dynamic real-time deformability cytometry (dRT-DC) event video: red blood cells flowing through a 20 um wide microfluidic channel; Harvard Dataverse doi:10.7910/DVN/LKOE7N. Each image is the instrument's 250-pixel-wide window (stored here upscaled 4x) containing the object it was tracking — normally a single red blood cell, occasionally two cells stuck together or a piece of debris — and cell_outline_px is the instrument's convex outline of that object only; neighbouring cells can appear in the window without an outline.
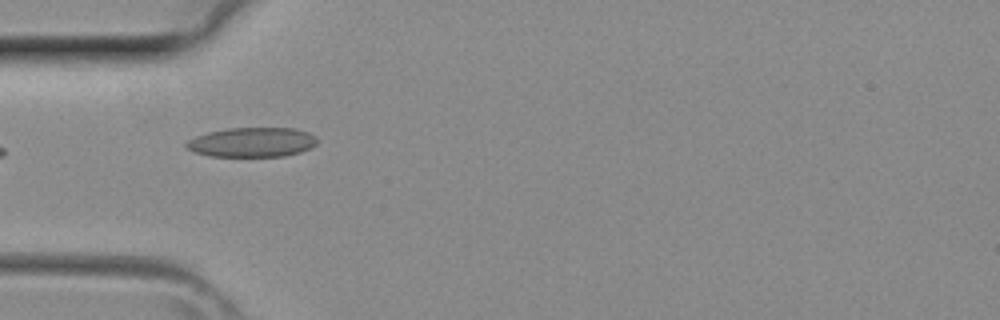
{"species": "common noctule bat (a hibernating species)", "species_latin": "Nyctalus noctula", "temperature_condition": "room temperature", "stored_images_in_passage": 2, "camera_frame_rate_fps": 3000, "um_per_image_px": 0.085, "animal": {"sex": "female", "body_mass_g": 29.2, "forearm_length_mm": 56.3}, "frame": {"image": 1, "passage_image": 1, "time_ms": 0.0, "image_size_px": [1000, 320], "cell_outline_px": [[316, 144], [300, 152], [284, 156], [212, 156], [196, 152], [188, 148], [184, 144], [188, 140], [196, 136], [208, 132], [228, 128], [296, 128], [308, 132], [316, 136]], "centroid_in_image_um": [21.44, 12.08], "position_along_channel_um": 63.6, "area_um2": 22.37}}
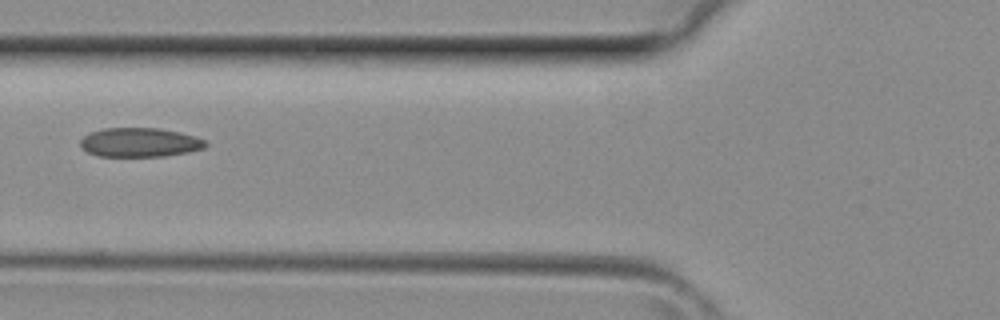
{"frame": {"image": 2, "passage_image": 2, "time_ms": 0.333, "image_size_px": [1000, 320], "cell_outline_px": [[208, 144], [204, 148], [188, 152], [164, 156], [100, 156], [88, 152], [80, 148], [80, 140], [88, 132], [104, 128], [160, 128], [180, 132], [196, 136], [204, 140]], "centroid_in_image_um": [11.86, 12.09], "position_along_channel_um": 113.9, "area_um2": 21.39}}